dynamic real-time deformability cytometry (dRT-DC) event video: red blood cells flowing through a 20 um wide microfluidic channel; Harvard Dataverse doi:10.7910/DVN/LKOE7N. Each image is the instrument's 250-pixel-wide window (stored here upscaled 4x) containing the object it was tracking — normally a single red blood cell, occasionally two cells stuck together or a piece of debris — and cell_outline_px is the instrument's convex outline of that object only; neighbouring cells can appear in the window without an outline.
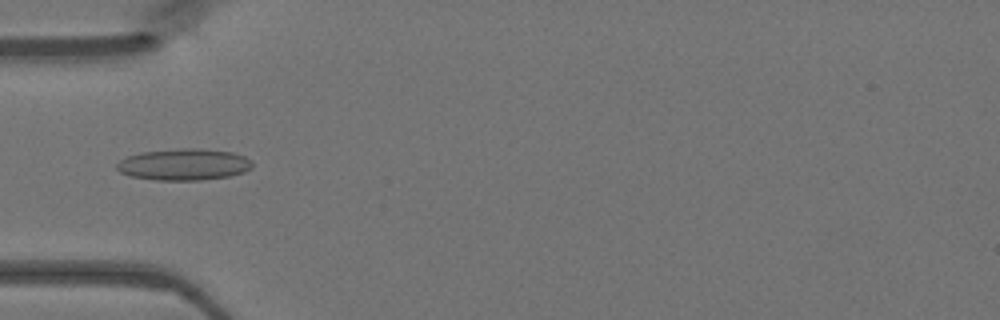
{"species": "Egyptian fruit bat (a non-hibernating species)", "species_latin": "Rousettus aegyptiacus", "temperature_condition": "warm", "stored_images_in_passage": 48, "camera_frame_rate_fps": 3000, "um_per_image_px": 0.085, "animal": {"sex": "female"}, "frame": {"image": 1, "passage_image": 16, "time_ms": 5.0, "image_size_px": [1000, 320], "cell_outline_px": [[252, 168], [244, 172], [228, 176], [200, 180], [156, 180], [132, 176], [120, 172], [116, 168], [116, 164], [120, 160], [128, 156], [140, 152], [180, 148], [200, 148], [232, 152], [244, 156], [252, 160]], "centroid_in_image_um": [15.64, 13.97], "position_along_channel_um": 69.4, "area_um2": 24.97}}
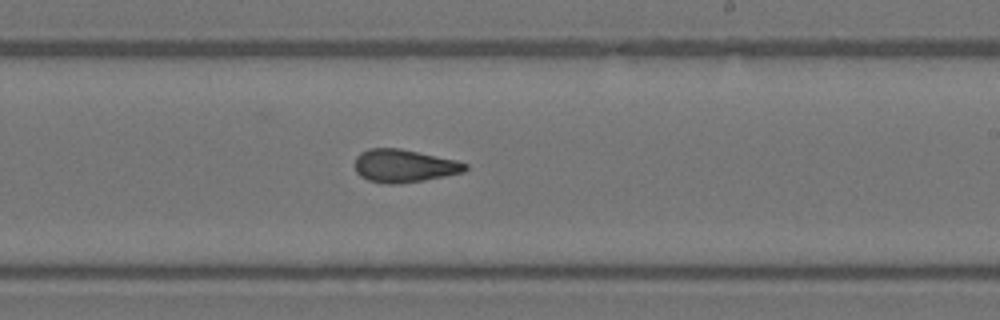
{"frame": {"image": 2, "passage_image": 29, "time_ms": 9.333, "image_size_px": [1000, 320], "cell_outline_px": [[468, 168], [464, 172], [424, 180], [396, 184], [388, 184], [368, 180], [360, 176], [356, 172], [356, 156], [360, 152], [368, 148], [400, 148], [456, 160], [468, 164]], "centroid_in_image_um": [34.34, 14.09], "position_along_channel_um": 254.7, "area_um2": 21.15}}
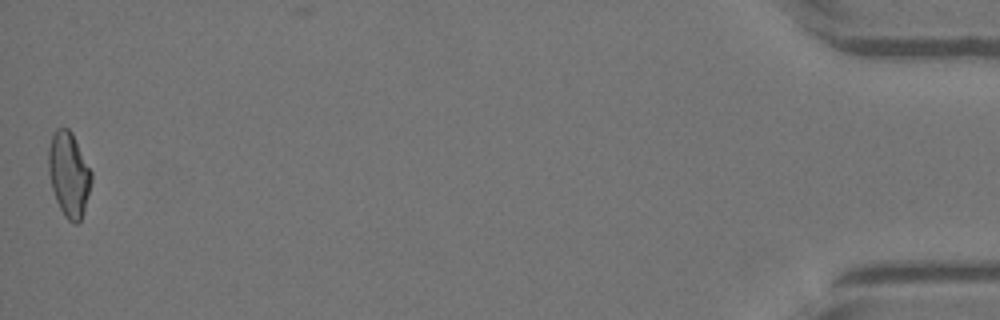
{"frame": {"image": 3, "passage_image": 48, "time_ms": 15.667, "image_size_px": [1000, 320], "cell_outline_px": [[92, 180], [84, 208], [80, 220], [76, 224], [72, 224], [64, 216], [56, 200], [52, 188], [48, 172], [48, 148], [52, 136], [56, 128], [68, 128], [72, 132], [92, 172]], "centroid_in_image_um": [5.84, 14.8], "position_along_channel_um": 429.4, "area_um2": 21.1}}